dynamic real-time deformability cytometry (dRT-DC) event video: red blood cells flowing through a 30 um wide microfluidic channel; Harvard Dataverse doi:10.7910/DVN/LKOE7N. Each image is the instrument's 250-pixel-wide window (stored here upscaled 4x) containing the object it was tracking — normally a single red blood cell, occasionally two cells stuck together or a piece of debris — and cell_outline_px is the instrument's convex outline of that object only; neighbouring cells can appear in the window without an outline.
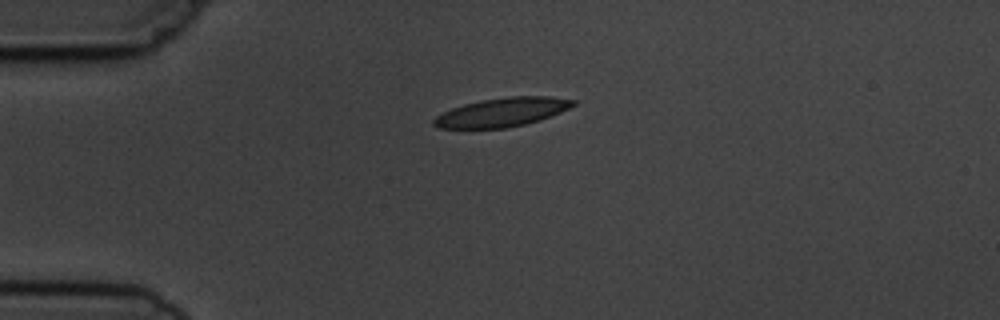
{"species": "common noctule bat (a hibernating species)", "species_latin": "Nyctalus noctula", "temperature_condition": "cold", "stored_images_in_passage": 6, "camera_frame_rate_fps": 3000, "um_per_image_px": 0.085, "animal": {"sex": "male", "body_mass_g": 19.5, "forearm_length_mm": 54.6}, "frame": {"image": 1, "passage_image": 6, "time_ms": 5.667, "image_size_px": [1000, 320], "cell_outline_px": [[576, 104], [560, 112], [540, 120], [508, 128], [436, 128], [432, 124], [432, 120], [436, 116], [452, 108], [464, 104], [480, 100], [508, 96], [548, 96], [576, 100]], "centroid_in_image_um": [42.66, 9.54], "position_along_channel_um": 42.3, "area_um2": 23.41}}